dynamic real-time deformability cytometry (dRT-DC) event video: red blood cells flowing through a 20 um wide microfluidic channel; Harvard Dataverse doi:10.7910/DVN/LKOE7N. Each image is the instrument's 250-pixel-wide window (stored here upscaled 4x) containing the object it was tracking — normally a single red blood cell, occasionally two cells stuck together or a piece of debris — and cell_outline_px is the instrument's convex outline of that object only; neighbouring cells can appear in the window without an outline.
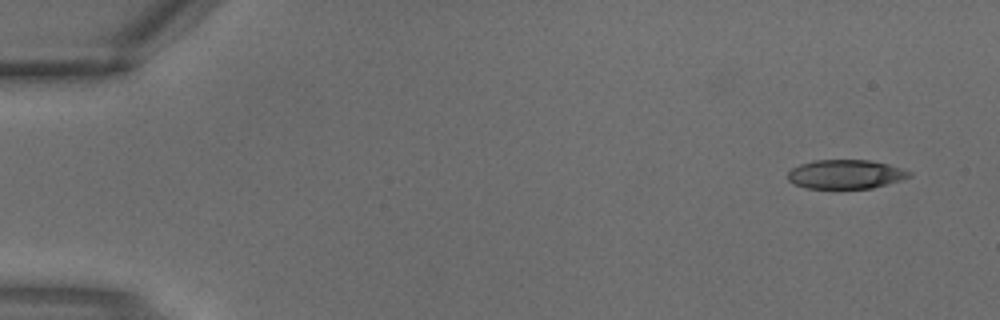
{"species": "common noctule bat (a hibernating species)", "species_latin": "Nyctalus noctula", "temperature_condition": "warm", "stored_images_in_passage": 3, "camera_frame_rate_fps": 3000, "um_per_image_px": 0.085, "animal": {"sex": "male", "body_mass_g": 18.8}, "frame": {"image": 1, "passage_image": 1, "time_ms": 0.0, "image_size_px": [1000, 320], "cell_outline_px": [[912, 176], [900, 180], [872, 188], [808, 188], [796, 184], [788, 180], [788, 172], [792, 168], [800, 164], [812, 160], [868, 160], [888, 164], [912, 172]], "centroid_in_image_um": [71.88, 14.8], "position_along_channel_um": 13.1, "area_um2": 20.4}}